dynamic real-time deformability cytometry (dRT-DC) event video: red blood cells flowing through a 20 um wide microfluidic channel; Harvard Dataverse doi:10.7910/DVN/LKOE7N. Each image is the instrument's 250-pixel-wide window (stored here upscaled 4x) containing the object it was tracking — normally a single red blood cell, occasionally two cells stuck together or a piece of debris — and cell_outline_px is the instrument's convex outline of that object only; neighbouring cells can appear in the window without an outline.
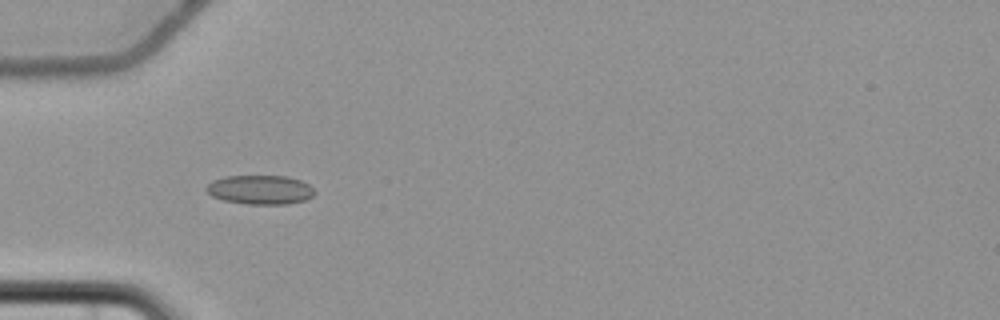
{"species": "common noctule bat (a hibernating species)", "species_latin": "Nyctalus noctula", "temperature_condition": "cold", "stored_images_in_passage": 5, "camera_frame_rate_fps": 3000, "um_per_image_px": 0.085, "animal": {"sex": "female", "body_mass_g": 22.7, "forearm_length_mm": 54.2}, "frame": {"image": 1, "passage_image": 4, "time_ms": 3.667, "image_size_px": [1000, 320], "cell_outline_px": [[316, 192], [312, 196], [304, 200], [288, 204], [248, 204], [224, 200], [212, 196], [204, 188], [212, 180], [224, 176], [288, 176], [300, 180], [308, 184]], "centroid_in_image_um": [22.1, 16.12], "position_along_channel_um": 62.9, "area_um2": 18.38}}
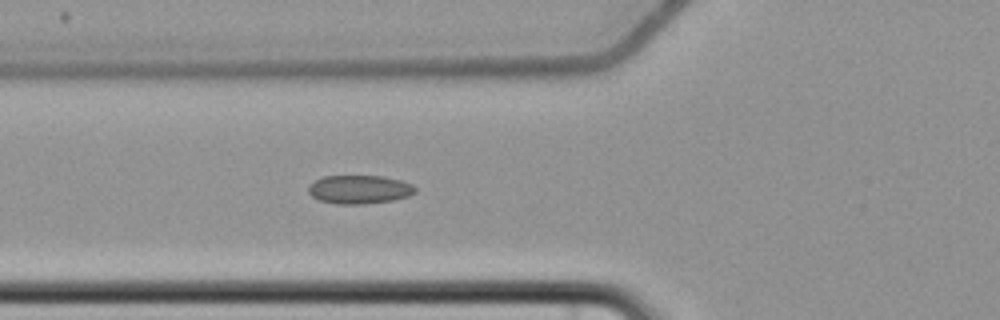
{"frame": {"image": 2, "passage_image": 5, "time_ms": 4.667, "image_size_px": [1000, 320], "cell_outline_px": [[416, 192], [408, 196], [392, 200], [364, 204], [336, 204], [320, 200], [312, 196], [308, 192], [308, 184], [324, 176], [384, 176], [400, 180], [412, 184], [416, 188]], "centroid_in_image_um": [30.54, 16.1], "position_along_channel_um": 95.3, "area_um2": 17.8}}